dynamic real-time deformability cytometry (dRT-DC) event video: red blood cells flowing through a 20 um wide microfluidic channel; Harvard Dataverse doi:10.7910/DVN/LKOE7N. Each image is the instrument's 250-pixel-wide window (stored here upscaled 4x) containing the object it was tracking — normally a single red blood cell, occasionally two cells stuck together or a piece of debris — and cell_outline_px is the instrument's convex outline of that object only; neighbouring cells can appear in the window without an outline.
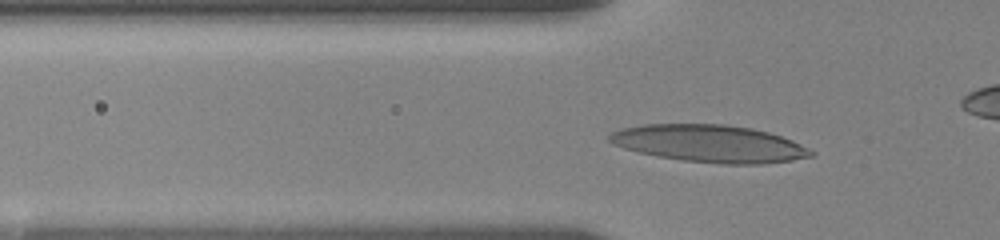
{"species": "human", "species_latin": "Homo sapiens", "temperature_condition": "room temperature", "stored_images_in_passage": 24, "camera_frame_rate_fps": 3000, "um_per_image_px": 0.085, "donor": {"sex": "female"}, "frame": {"image": 1, "passage_image": 3, "time_ms": 1.0, "image_size_px": [1000, 240], "cell_outline_px": [[816, 156], [792, 160], [760, 164], [720, 164], [684, 160], [660, 156], [640, 152], [624, 148], [612, 144], [608, 140], [608, 136], [612, 132], [620, 128], [644, 124], [724, 124], [752, 128], [768, 132], [792, 140], [816, 152]], "centroid_in_image_um": [60.33, 12.2], "position_along_channel_um": 65.5, "area_um2": 43.81}}
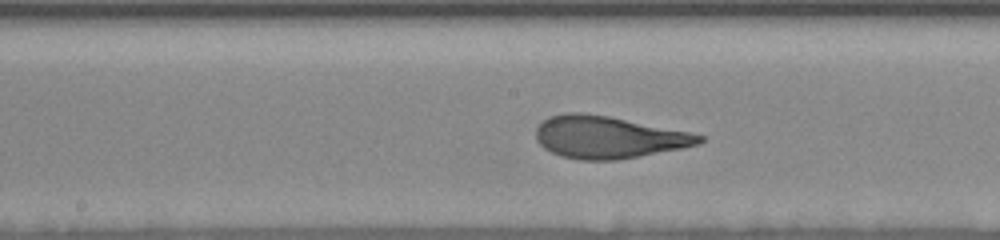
{"frame": {"image": 2, "passage_image": 12, "time_ms": 4.667, "image_size_px": [1000, 240], "cell_outline_px": [[704, 140], [700, 144], [620, 160], [580, 160], [560, 156], [544, 148], [536, 140], [536, 128], [548, 116], [568, 112], [584, 112], [608, 116], [692, 132], [704, 136]], "centroid_in_image_um": [51.69, 11.66], "position_along_channel_um": 196.5, "area_um2": 40.29}}
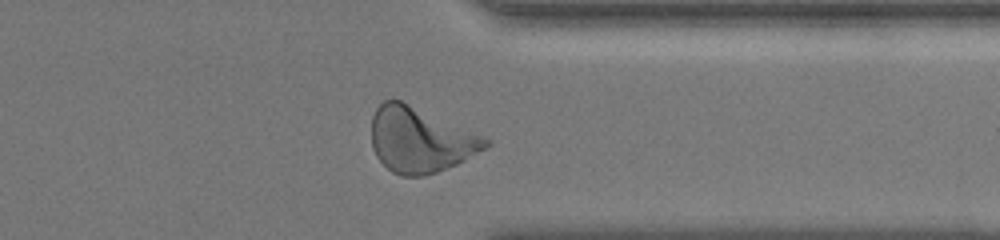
{"frame": {"image": 3, "passage_image": 23, "time_ms": 9.667, "image_size_px": [1000, 240], "cell_outline_px": [[492, 144], [464, 160], [456, 164], [436, 172], [424, 176], [400, 176], [392, 172], [376, 156], [372, 148], [372, 116], [376, 108], [384, 100], [392, 96], [484, 136]], "centroid_in_image_um": [35.68, 11.87], "position_along_channel_um": 375.7, "area_um2": 43.29}}